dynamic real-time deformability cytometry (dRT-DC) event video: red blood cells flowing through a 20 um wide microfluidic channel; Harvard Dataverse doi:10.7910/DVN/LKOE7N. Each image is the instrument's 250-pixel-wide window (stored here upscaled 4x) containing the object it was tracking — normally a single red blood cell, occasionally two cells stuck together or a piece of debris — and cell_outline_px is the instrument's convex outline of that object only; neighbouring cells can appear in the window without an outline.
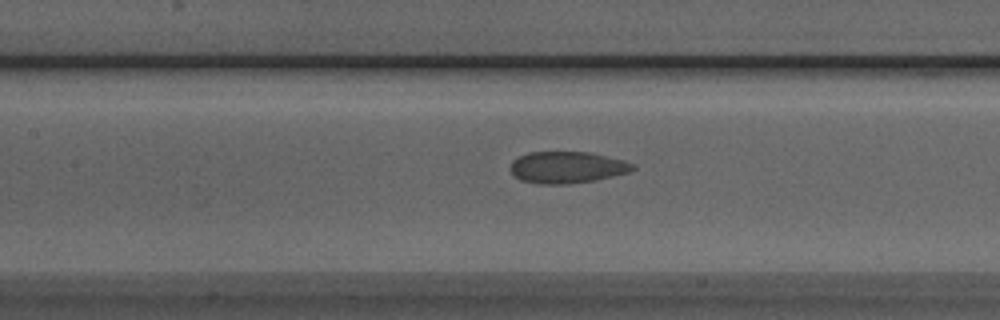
{"species": "Egyptian fruit bat (a non-hibernating species)", "species_latin": "Rousettus aegyptiacus", "temperature_condition": "room temperature", "stored_images_in_passage": 52, "camera_frame_rate_fps": 3000, "um_per_image_px": 0.085, "animal": {"sex": "male"}, "frame": {"image": 1, "passage_image": 23, "time_ms": 7.333, "image_size_px": [1000, 320], "cell_outline_px": [[636, 168], [632, 172], [596, 180], [568, 184], [540, 184], [520, 180], [512, 172], [512, 160], [528, 152], [588, 152], [624, 160], [632, 164]], "centroid_in_image_um": [48.24, 14.23], "position_along_channel_um": 159.2, "area_um2": 22.54}}
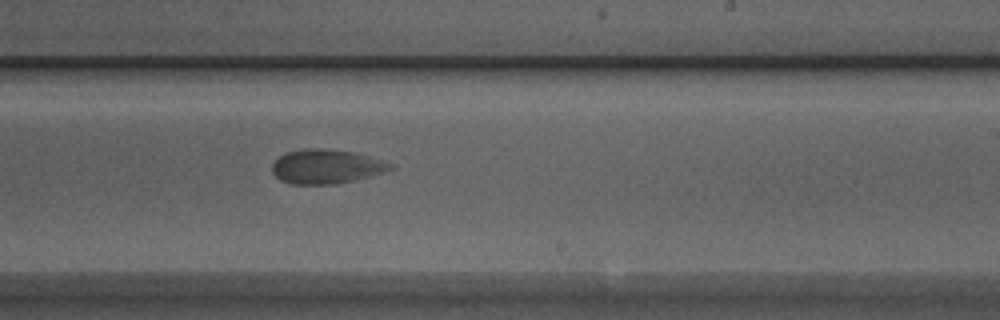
{"frame": {"image": 2, "passage_image": 31, "time_ms": 10.0, "image_size_px": [1000, 320], "cell_outline_px": [[396, 168], [384, 172], [356, 180], [336, 184], [292, 184], [280, 180], [272, 172], [272, 164], [284, 152], [304, 148], [324, 148], [356, 152], [392, 164]], "centroid_in_image_um": [27.72, 14.15], "position_along_channel_um": 261.3, "area_um2": 23.76}}
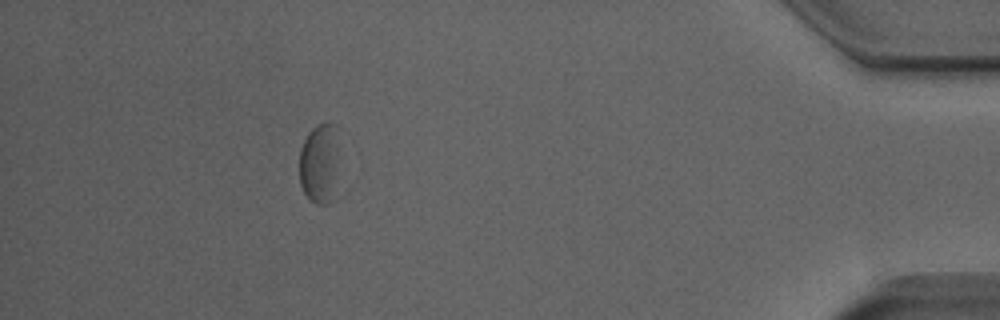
{"frame": {"image": 3, "passage_image": 47, "time_ms": 15.333, "image_size_px": [1000, 320], "cell_outline_px": [[348, 132], [344, 192], [336, 200], [328, 204], [316, 204], [308, 200], [300, 184], [300, 148], [308, 132], [316, 124], [328, 120], [344, 128]], "centroid_in_image_um": [27.53, 13.83], "position_along_channel_um": 407.7, "area_um2": 23.99}, "authors_computed_cell_mechanics": {"area_um2": 24.0159, "velocity_mm_per_s": 3.8442, "shape_relaxation_time_tau1_ms": 10.227, "shape_relaxation_time_tau2_ms": null, "deformation_change_tau1": 0.1318, "deformation_change_tau2": null}}